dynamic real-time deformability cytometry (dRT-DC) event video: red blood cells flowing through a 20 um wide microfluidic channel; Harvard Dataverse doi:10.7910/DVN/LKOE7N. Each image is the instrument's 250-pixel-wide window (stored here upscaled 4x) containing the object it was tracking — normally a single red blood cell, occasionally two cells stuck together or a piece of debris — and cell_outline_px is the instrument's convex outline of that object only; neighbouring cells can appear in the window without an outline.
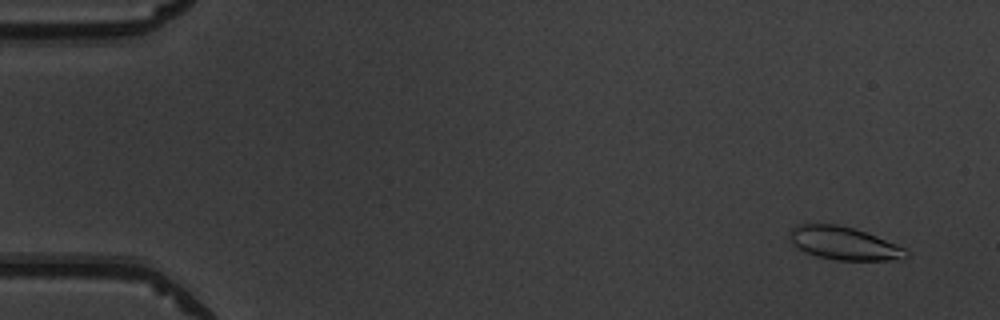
{"species": "common noctule bat (a hibernating species)", "species_latin": "Nyctalus noctula", "temperature_condition": "warm", "stored_images_in_passage": 52, "camera_frame_rate_fps": 3000, "um_per_image_px": 0.085, "animal": {"sex": "male", "body_mass_g": 19.5, "forearm_length_mm": 54.6}, "frame": {"image": 1, "passage_image": 3, "time_ms": 0.667, "image_size_px": [1000, 320], "cell_outline_px": [[908, 256], [900, 260], [836, 260], [816, 256], [792, 244], [788, 236], [792, 228], [800, 224], [836, 224], [852, 228], [876, 236], [904, 248], [908, 252]], "centroid_in_image_um": [71.72, 20.69], "position_along_channel_um": 13.3, "area_um2": 22.14}}
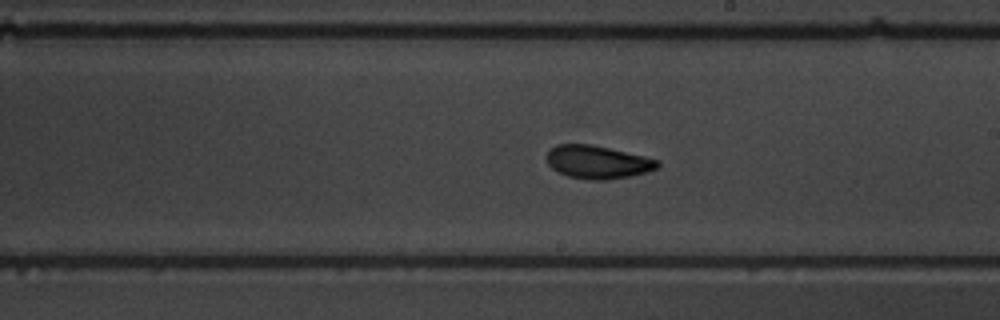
{"frame": {"image": 2, "passage_image": 30, "time_ms": 9.667, "image_size_px": [1000, 320], "cell_outline_px": [[660, 164], [656, 168], [648, 172], [608, 180], [592, 180], [568, 176], [552, 168], [548, 164], [544, 156], [556, 144], [588, 144], [608, 148], [644, 156], [660, 160]], "centroid_in_image_um": [50.79, 13.77], "position_along_channel_um": 238.2, "area_um2": 21.27}}
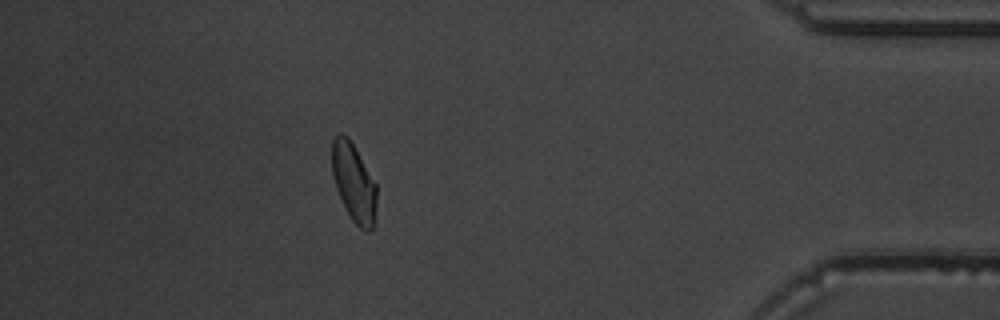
{"frame": {"image": 3, "passage_image": 46, "time_ms": 15.0, "image_size_px": [1000, 320], "cell_outline_px": [[376, 224], [368, 232], [364, 232], [352, 220], [336, 188], [332, 172], [332, 140], [340, 132], [348, 136], [376, 184]], "centroid_in_image_um": [30.09, 15.55], "position_along_channel_um": 405.1, "area_um2": 20.29}, "authors_computed_cell_mechanics": {"area_um2": 21.2993, "velocity_mm_per_s": 3.949, "shape_relaxation_time_tau1_ms": 4.4621, "shape_relaxation_time_tau2_ms": 1.8281, "deformation_change_tau1": 0.1343, "deformation_change_tau2": 0.0738}}